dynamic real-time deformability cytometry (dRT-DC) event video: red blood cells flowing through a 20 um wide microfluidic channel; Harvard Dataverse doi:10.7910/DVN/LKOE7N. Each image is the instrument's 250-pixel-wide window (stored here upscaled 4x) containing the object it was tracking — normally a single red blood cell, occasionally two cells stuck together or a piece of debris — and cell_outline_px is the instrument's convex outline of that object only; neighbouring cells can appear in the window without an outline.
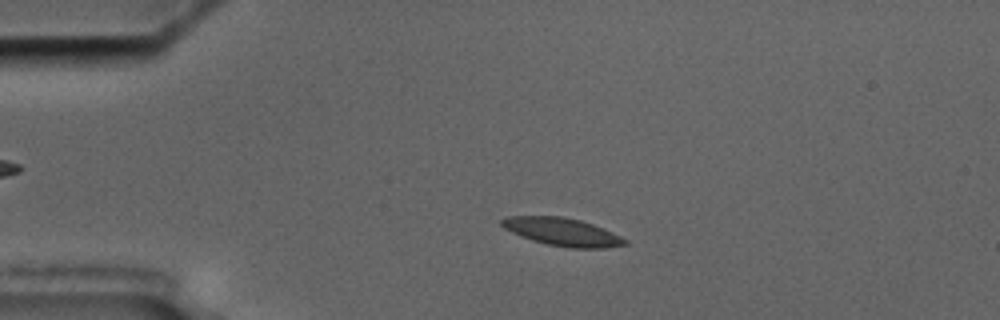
{"species": "common noctule bat (a hibernating species)", "species_latin": "Nyctalus noctula", "temperature_condition": "cold", "stored_images_in_passage": 4, "camera_frame_rate_fps": 3000, "um_per_image_px": 0.085, "animal": {"sex": "male", "body_mass_g": 17.5, "forearm_length_mm": 52.3}, "frame": {"image": 1, "passage_image": 3, "time_ms": 2.333, "image_size_px": [1000, 320], "cell_outline_px": [[628, 244], [604, 248], [572, 248], [548, 244], [532, 240], [520, 236], [504, 228], [500, 224], [500, 220], [504, 216], [564, 216], [580, 220], [604, 228], [628, 240]], "centroid_in_image_um": [47.79, 19.7], "position_along_channel_um": 37.2, "area_um2": 20.06}}